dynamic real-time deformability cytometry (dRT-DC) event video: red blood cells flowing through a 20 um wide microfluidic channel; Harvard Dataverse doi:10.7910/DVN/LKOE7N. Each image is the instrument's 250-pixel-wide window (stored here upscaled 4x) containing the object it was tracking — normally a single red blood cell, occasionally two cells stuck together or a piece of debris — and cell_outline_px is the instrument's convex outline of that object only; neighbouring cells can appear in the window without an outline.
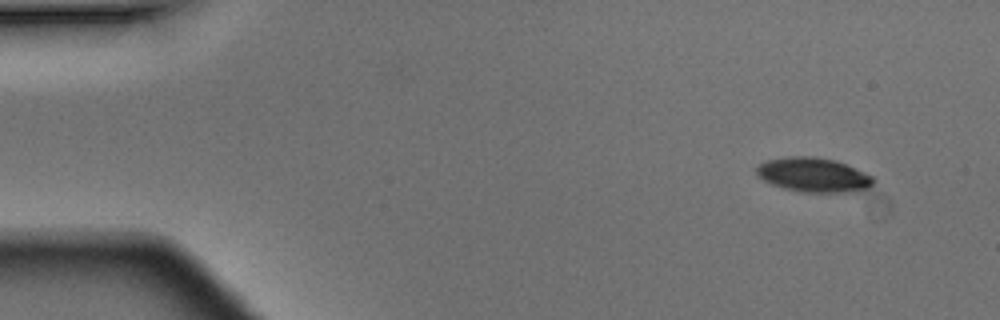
{"species": "Egyptian fruit bat (a non-hibernating species)", "species_latin": "Rousettus aegyptiacus", "temperature_condition": "warm", "stored_images_in_passage": 6, "camera_frame_rate_fps": 3000, "um_per_image_px": 0.085, "animal": {"sex": "male"}, "frame": {"image": 1, "passage_image": 1, "time_ms": 0.0, "image_size_px": [1000, 320], "cell_outline_px": [[872, 184], [868, 188], [852, 192], [800, 192], [784, 188], [772, 184], [764, 180], [756, 172], [756, 168], [764, 160], [788, 156], [812, 156], [836, 160], [872, 176]], "centroid_in_image_um": [69.11, 14.86], "position_along_channel_um": 15.9, "area_um2": 23.24}}
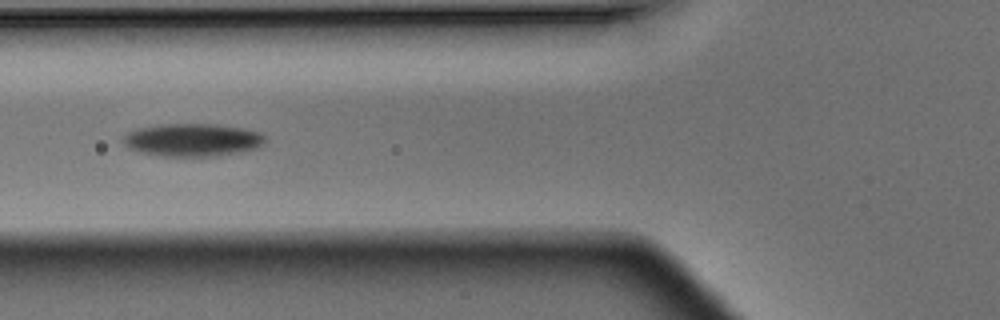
{"frame": {"image": 2, "passage_image": 5, "time_ms": 1.333, "image_size_px": [1000, 320], "cell_outline_px": [[264, 140], [260, 144], [252, 148], [232, 152], [208, 156], [164, 156], [144, 152], [132, 148], [124, 144], [124, 136], [128, 132], [136, 128], [160, 124], [216, 124], [244, 128], [260, 132], [264, 136]], "centroid_in_image_um": [16.31, 11.86], "position_along_channel_um": 109.5, "area_um2": 26.41}}
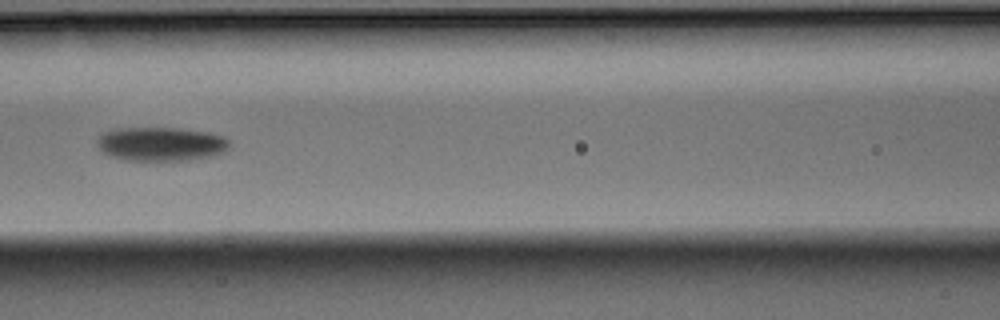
{"frame": {"image": 3, "passage_image": 6, "time_ms": 1.667, "image_size_px": [1000, 320], "cell_outline_px": [[228, 148], [220, 152], [208, 156], [184, 160], [128, 160], [112, 156], [104, 152], [100, 148], [96, 140], [104, 132], [120, 128], [176, 128], [208, 132], [224, 136], [228, 140]], "centroid_in_image_um": [13.66, 12.22], "position_along_channel_um": 152.9, "area_um2": 25.61}}